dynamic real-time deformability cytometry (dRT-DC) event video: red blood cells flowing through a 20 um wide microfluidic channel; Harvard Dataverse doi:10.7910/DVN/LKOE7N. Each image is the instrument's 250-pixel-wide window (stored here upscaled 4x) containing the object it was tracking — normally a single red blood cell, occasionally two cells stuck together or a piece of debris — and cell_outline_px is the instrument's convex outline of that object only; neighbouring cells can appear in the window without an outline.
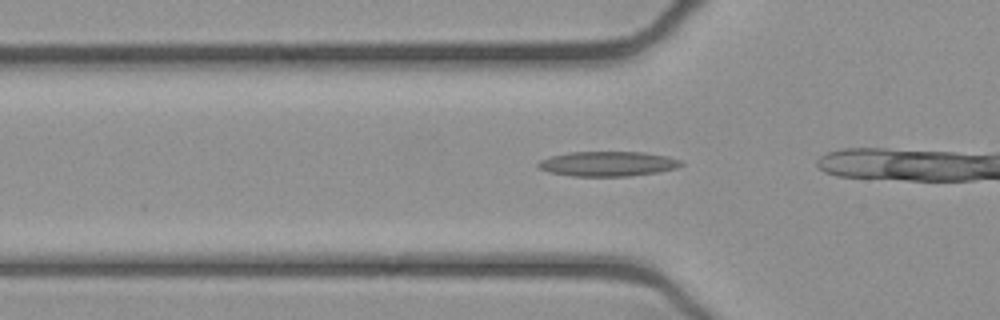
{"species": "common noctule bat (a hibernating species)", "species_latin": "Nyctalus noctula", "temperature_condition": "cold", "stored_images_in_passage": 8, "camera_frame_rate_fps": 3000, "um_per_image_px": 0.085, "animal": {"sex": "female", "body_mass_g": 21.9}, "frame": {"image": 1, "passage_image": 3, "time_ms": 0.667, "image_size_px": [1000, 320], "cell_outline_px": [[684, 164], [676, 168], [656, 172], [632, 176], [572, 176], [548, 172], [540, 168], [536, 164], [540, 160], [552, 156], [572, 152], [644, 152], [668, 156], [680, 160]], "centroid_in_image_um": [51.67, 13.92], "position_along_channel_um": 74.1, "area_um2": 20.63}}
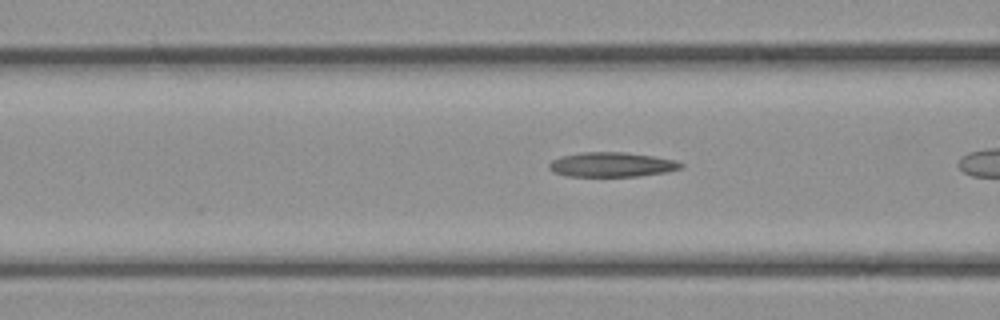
{"frame": {"image": 2, "passage_image": 6, "time_ms": 1.667, "image_size_px": [1000, 320], "cell_outline_px": [[684, 168], [664, 172], [640, 176], [568, 176], [552, 172], [548, 168], [548, 164], [552, 160], [560, 156], [584, 152], [624, 152], [652, 156], [676, 160], [684, 164]], "centroid_in_image_um": [51.99, 13.99], "position_along_channel_um": 114.6, "area_um2": 18.96}}